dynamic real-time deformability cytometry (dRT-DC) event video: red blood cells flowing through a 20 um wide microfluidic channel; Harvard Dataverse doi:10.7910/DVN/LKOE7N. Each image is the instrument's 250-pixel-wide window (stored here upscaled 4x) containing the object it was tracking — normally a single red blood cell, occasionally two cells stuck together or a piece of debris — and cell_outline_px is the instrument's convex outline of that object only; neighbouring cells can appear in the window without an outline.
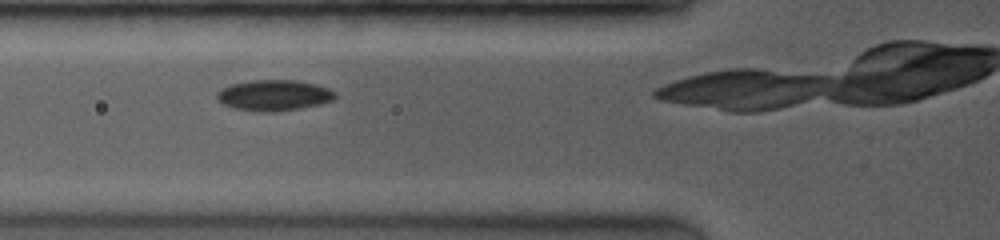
{"species": "common noctule bat (a hibernating species)", "species_latin": "Nyctalus noctula", "temperature_condition": "room temperature", "stored_images_in_passage": 22, "camera_frame_rate_fps": 3500, "um_per_image_px": 0.085, "animal": {"sex": "female", "body_mass_g": 19.0, "forearm_length_mm": 53.3}, "frame": {"image": 1, "passage_image": 4, "time_ms": 1.143, "image_size_px": [1000, 240], "cell_outline_px": [[336, 96], [332, 100], [320, 104], [300, 108], [276, 112], [256, 112], [236, 108], [224, 104], [216, 96], [216, 92], [232, 84], [252, 80], [296, 80], [328, 88], [336, 92]], "centroid_in_image_um": [23.3, 8.11], "position_along_channel_um": 102.5, "area_um2": 21.04}}
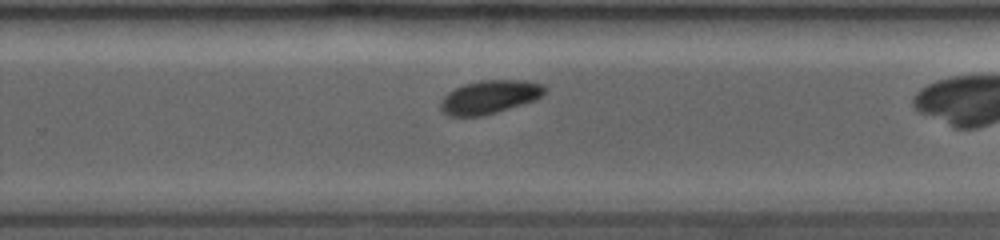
{"frame": {"image": 2, "passage_image": 16, "time_ms": 5.714, "image_size_px": [1000, 240], "cell_outline_px": [[548, 88], [536, 100], [496, 112], [480, 116], [448, 116], [440, 108], [440, 104], [444, 96], [448, 92], [464, 84], [480, 80], [528, 80], [544, 84]], "centroid_in_image_um": [41.64, 8.23], "position_along_channel_um": 288.2, "area_um2": 20.29}}